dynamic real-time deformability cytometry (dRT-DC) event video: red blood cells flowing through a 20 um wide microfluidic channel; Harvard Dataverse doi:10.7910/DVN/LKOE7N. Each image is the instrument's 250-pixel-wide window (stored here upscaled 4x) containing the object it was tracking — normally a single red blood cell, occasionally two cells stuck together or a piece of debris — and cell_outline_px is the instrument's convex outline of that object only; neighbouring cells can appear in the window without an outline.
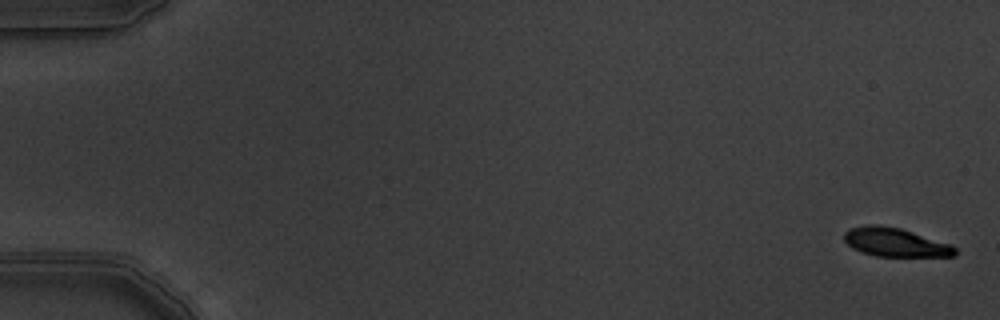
{"species": "common noctule bat (a hibernating species)", "species_latin": "Nyctalus noctula", "temperature_condition": "warm", "stored_images_in_passage": 6, "camera_frame_rate_fps": 3000, "um_per_image_px": 0.085, "animal": {"sex": "male", "body_mass_g": 19.5, "forearm_length_mm": 54.6}, "frame": {"image": 1, "passage_image": 1, "time_ms": 0.0, "image_size_px": [1000, 320], "cell_outline_px": [[956, 256], [876, 256], [860, 252], [852, 248], [844, 240], [844, 232], [848, 228], [868, 224], [880, 224], [900, 228], [952, 244], [956, 248]], "centroid_in_image_um": [76.08, 20.58], "position_along_channel_um": 8.9, "area_um2": 18.73}}